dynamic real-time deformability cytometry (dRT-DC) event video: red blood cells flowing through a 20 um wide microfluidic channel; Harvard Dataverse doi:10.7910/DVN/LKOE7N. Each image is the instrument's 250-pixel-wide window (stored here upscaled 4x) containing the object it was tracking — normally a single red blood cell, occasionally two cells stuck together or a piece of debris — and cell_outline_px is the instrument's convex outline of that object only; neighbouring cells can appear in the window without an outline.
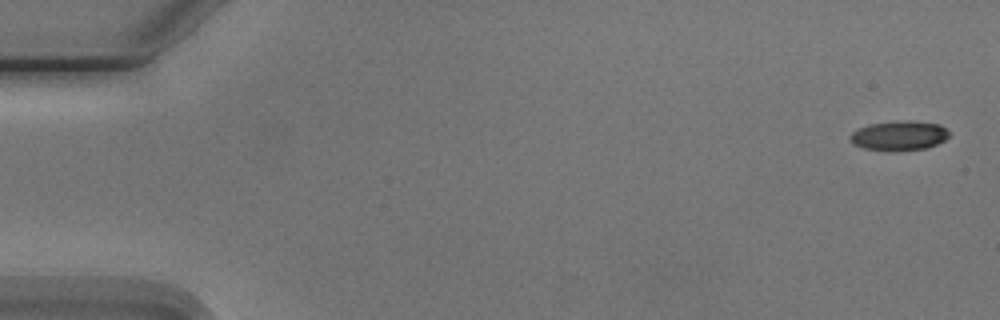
{"species": "Egyptian fruit bat (a non-hibernating species)", "species_latin": "Rousettus aegyptiacus", "temperature_condition": "cold", "stored_images_in_passage": 7, "camera_frame_rate_fps": 3000, "um_per_image_px": 0.085, "animal": {"sex": "male"}, "frame": {"image": 1, "passage_image": 1, "time_ms": 0.0, "image_size_px": [1000, 320], "cell_outline_px": [[948, 136], [944, 140], [936, 144], [924, 148], [896, 152], [864, 148], [852, 144], [848, 140], [848, 136], [852, 132], [868, 124], [896, 120], [908, 120], [940, 124], [948, 132]], "centroid_in_image_um": [76.36, 11.53], "position_along_channel_um": 8.6, "area_um2": 17.28}}
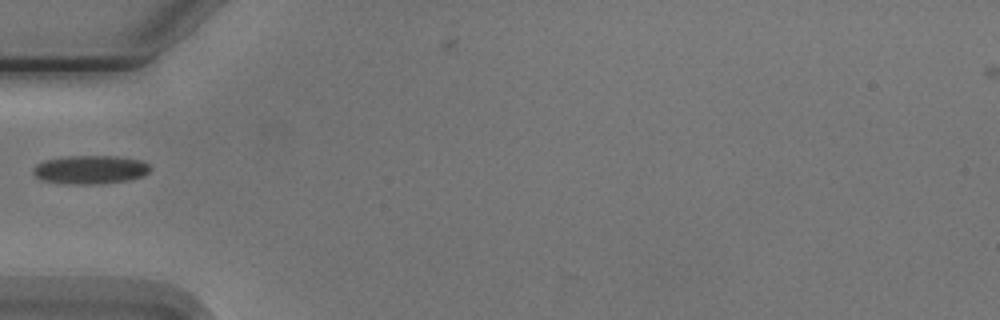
{"frame": {"image": 2, "passage_image": 5, "time_ms": 5.667, "image_size_px": [1000, 320], "cell_outline_px": [[152, 168], [144, 176], [128, 180], [100, 184], [68, 184], [44, 180], [36, 176], [32, 172], [32, 168], [36, 164], [44, 160], [68, 156], [116, 156], [140, 160], [148, 164]], "centroid_in_image_um": [7.68, 14.42], "position_along_channel_um": 77.3, "area_um2": 19.54}}
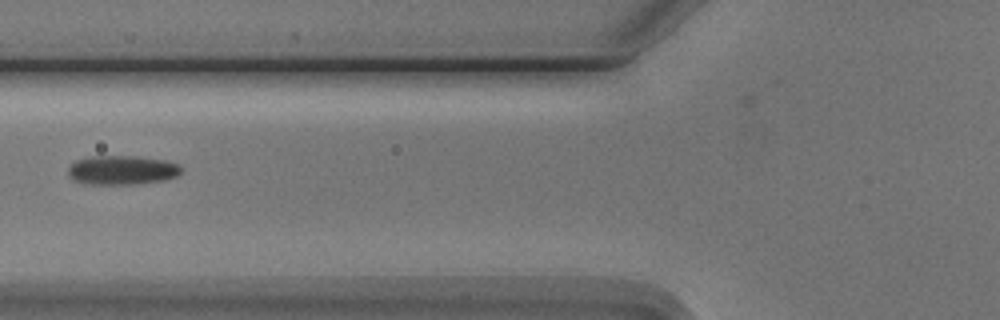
{"frame": {"image": 3, "passage_image": 6, "time_ms": 6.667, "image_size_px": [1000, 320], "cell_outline_px": [[180, 172], [176, 176], [164, 180], [136, 184], [84, 184], [72, 180], [68, 176], [68, 168], [76, 160], [92, 156], [136, 156], [164, 160], [176, 164], [180, 168]], "centroid_in_image_um": [10.31, 14.46], "position_along_channel_um": 115.5, "area_um2": 19.19}}